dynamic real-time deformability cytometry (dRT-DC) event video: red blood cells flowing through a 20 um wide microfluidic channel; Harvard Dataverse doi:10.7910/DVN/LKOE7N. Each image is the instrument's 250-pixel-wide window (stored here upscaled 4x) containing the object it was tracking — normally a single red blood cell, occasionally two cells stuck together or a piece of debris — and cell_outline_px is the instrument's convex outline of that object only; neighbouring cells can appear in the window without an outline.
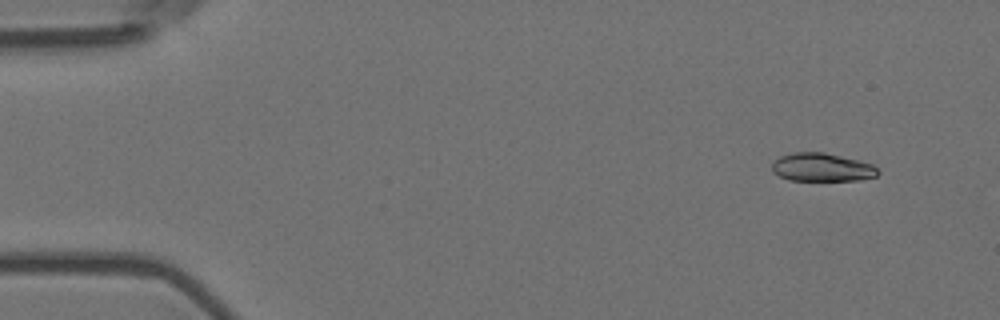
{"species": "Egyptian fruit bat (a non-hibernating species)", "species_latin": "Rousettus aegyptiacus", "temperature_condition": "room temperature", "stored_images_in_passage": 5, "camera_frame_rate_fps": 3000, "um_per_image_px": 0.085, "animal": {"sex": "female"}, "frame": {"image": 1, "passage_image": 2, "time_ms": 0.333, "image_size_px": [1000, 320], "cell_outline_px": [[880, 172], [876, 176], [860, 180], [788, 180], [772, 172], [772, 164], [780, 156], [792, 152], [824, 152], [872, 164]], "centroid_in_image_um": [69.84, 14.22], "position_along_channel_um": 15.2, "area_um2": 17.34}}
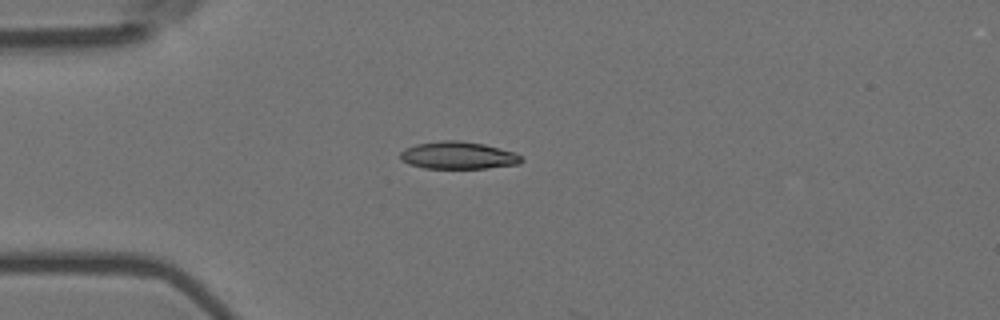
{"frame": {"image": 2, "passage_image": 4, "time_ms": 1.0, "image_size_px": [1000, 320], "cell_outline_px": [[524, 160], [520, 164], [488, 168], [424, 168], [408, 164], [400, 160], [400, 152], [404, 148], [416, 144], [444, 140], [460, 140], [484, 144], [516, 152]], "centroid_in_image_um": [38.94, 13.21], "position_along_channel_um": 46.1, "area_um2": 19.54}}